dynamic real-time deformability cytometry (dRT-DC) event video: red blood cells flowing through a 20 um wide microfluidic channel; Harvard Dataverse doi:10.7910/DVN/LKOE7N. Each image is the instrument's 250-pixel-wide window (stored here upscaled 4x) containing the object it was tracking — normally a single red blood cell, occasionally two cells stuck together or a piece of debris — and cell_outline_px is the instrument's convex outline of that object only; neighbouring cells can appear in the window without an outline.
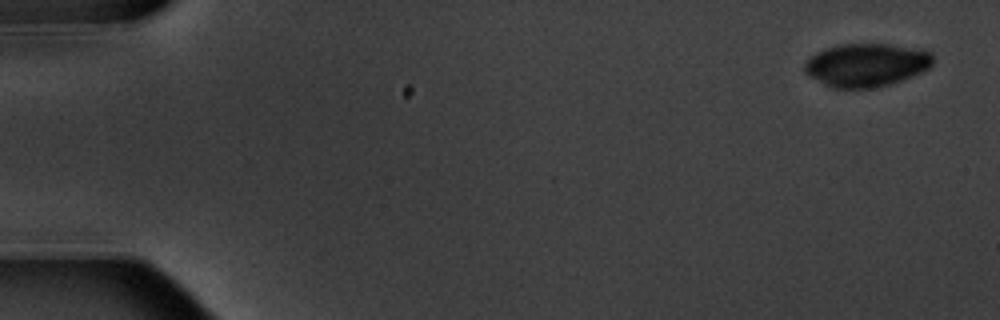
{"species": "common noctule bat (a hibernating species)", "species_latin": "Nyctalus noctula", "temperature_condition": "warm", "stored_images_in_passage": 6, "camera_frame_rate_fps": 3000, "um_per_image_px": 0.085, "animal": {"sex": "male", "body_mass_g": 20.1, "forearm_length_mm": 53.5}, "frame": {"image": 1, "passage_image": 1, "time_ms": 0.0, "image_size_px": [1000, 320], "cell_outline_px": [[932, 64], [928, 68], [912, 76], [888, 84], [872, 88], [832, 88], [808, 76], [804, 72], [804, 64], [816, 52], [828, 48], [844, 44], [888, 44], [932, 52]], "centroid_in_image_um": [73.6, 5.53], "position_along_channel_um": 11.4, "area_um2": 31.91}}